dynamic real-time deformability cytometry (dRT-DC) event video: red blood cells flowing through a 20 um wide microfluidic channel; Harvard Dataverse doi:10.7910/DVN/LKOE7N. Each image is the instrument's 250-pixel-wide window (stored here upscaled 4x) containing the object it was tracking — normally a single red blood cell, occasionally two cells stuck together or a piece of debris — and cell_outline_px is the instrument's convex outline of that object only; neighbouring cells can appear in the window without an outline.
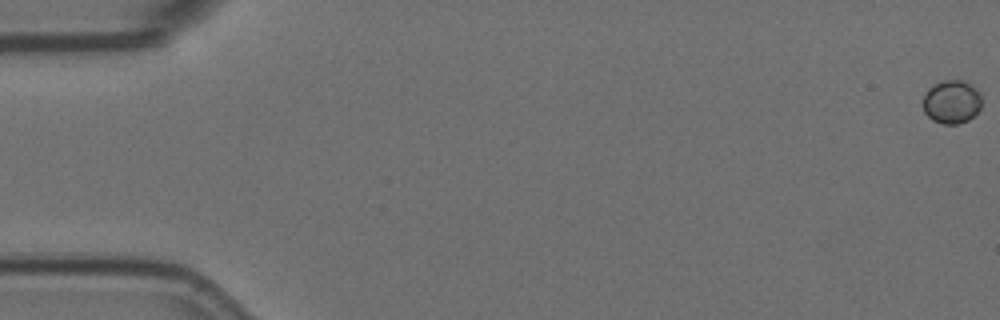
{"species": "Egyptian fruit bat (a non-hibernating species)", "species_latin": "Rousettus aegyptiacus", "temperature_condition": "room temperature", "stored_images_in_passage": 6, "camera_frame_rate_fps": 3000, "um_per_image_px": 0.085, "animal": {"sex": "female"}, "frame": {"image": 1, "passage_image": 1, "time_ms": 0.0, "image_size_px": [1000, 320], "cell_outline_px": [[980, 108], [968, 120], [960, 124], [944, 124], [932, 120], [924, 112], [924, 92], [932, 84], [940, 80], [964, 80], [972, 84], [980, 92]], "centroid_in_image_um": [80.88, 8.63], "position_along_channel_um": 4.1, "area_um2": 15.03}}
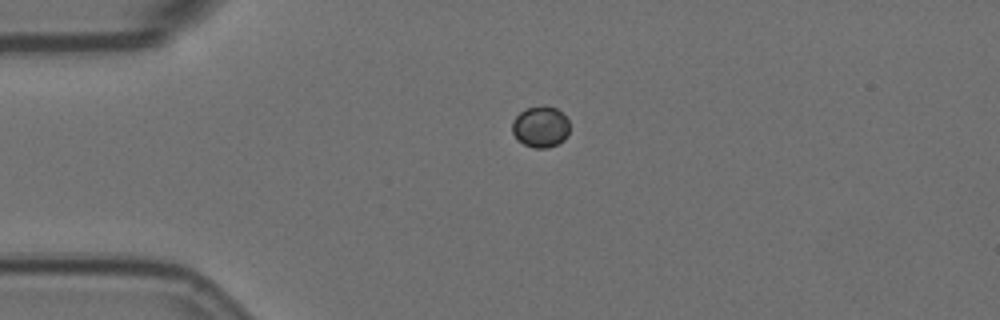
{"frame": {"image": 2, "passage_image": 5, "time_ms": 1.333, "image_size_px": [1000, 320], "cell_outline_px": [[568, 136], [564, 140], [548, 148], [532, 148], [516, 140], [512, 132], [512, 120], [524, 108], [544, 104], [556, 108], [568, 120]], "centroid_in_image_um": [45.91, 10.77], "position_along_channel_um": 39.1, "area_um2": 14.05}}